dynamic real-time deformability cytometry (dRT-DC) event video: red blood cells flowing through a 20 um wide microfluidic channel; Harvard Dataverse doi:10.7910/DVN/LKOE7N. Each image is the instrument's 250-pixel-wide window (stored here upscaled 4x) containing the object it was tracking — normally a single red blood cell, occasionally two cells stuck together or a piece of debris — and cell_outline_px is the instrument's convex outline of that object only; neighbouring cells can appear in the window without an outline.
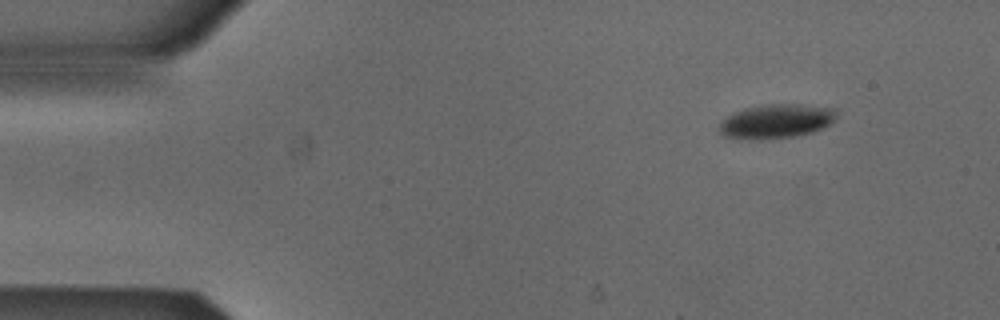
{"species": "Egyptian fruit bat (a non-hibernating species)", "species_latin": "Rousettus aegyptiacus", "temperature_condition": "cold", "stored_images_in_passage": 5, "camera_frame_rate_fps": 3000, "um_per_image_px": 0.085, "animal": {"sex": "male"}, "frame": {"image": 1, "passage_image": 5, "time_ms": 1.333, "image_size_px": [1000, 320], "cell_outline_px": [[836, 116], [828, 124], [812, 132], [792, 136], [724, 136], [720, 132], [720, 120], [732, 112], [744, 108], [768, 104], [804, 104], [836, 108]], "centroid_in_image_um": [66.01, 10.22], "position_along_channel_um": 19.0, "area_um2": 22.25}}